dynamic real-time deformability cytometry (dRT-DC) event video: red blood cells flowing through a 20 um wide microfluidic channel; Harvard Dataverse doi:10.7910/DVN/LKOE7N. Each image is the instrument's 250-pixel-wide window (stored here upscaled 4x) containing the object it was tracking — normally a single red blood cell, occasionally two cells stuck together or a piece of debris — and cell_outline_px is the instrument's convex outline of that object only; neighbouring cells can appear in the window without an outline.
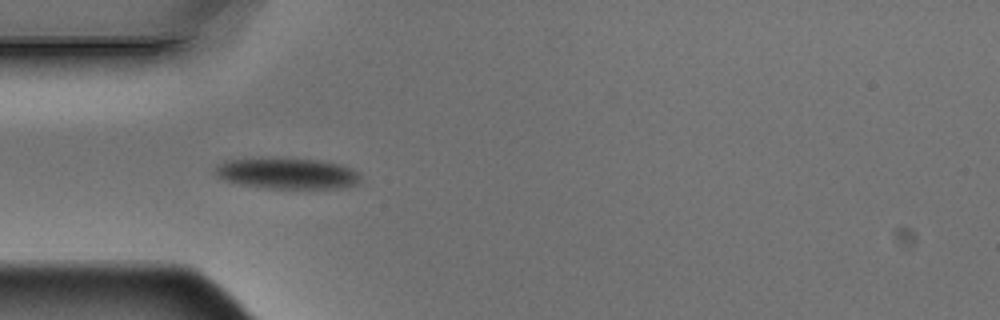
{"species": "Egyptian fruit bat (a non-hibernating species)", "species_latin": "Rousettus aegyptiacus", "temperature_condition": "warm", "stored_images_in_passage": 4, "camera_frame_rate_fps": 3000, "um_per_image_px": 0.085, "animal": {"sex": "male"}, "frame": {"image": 1, "passage_image": 1, "time_ms": 0.0, "image_size_px": [1000, 320], "cell_outline_px": [[360, 180], [356, 184], [344, 188], [264, 188], [240, 184], [224, 180], [216, 176], [212, 172], [216, 164], [224, 160], [324, 160], [340, 164], [352, 168], [360, 176]], "centroid_in_image_um": [24.4, 14.77], "position_along_channel_um": 60.6, "area_um2": 25.78}}
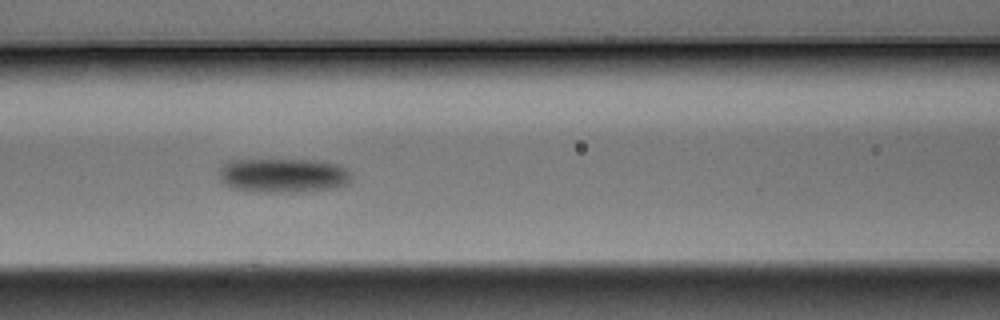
{"frame": {"image": 2, "passage_image": 3, "time_ms": 0.667, "image_size_px": [1000, 320], "cell_outline_px": [[352, 180], [348, 184], [336, 188], [300, 192], [260, 192], [232, 188], [224, 184], [220, 180], [220, 168], [228, 160], [316, 160], [336, 164], [348, 168], [352, 172]], "centroid_in_image_um": [24.13, 14.92], "position_along_channel_um": 142.5, "area_um2": 26.82}}
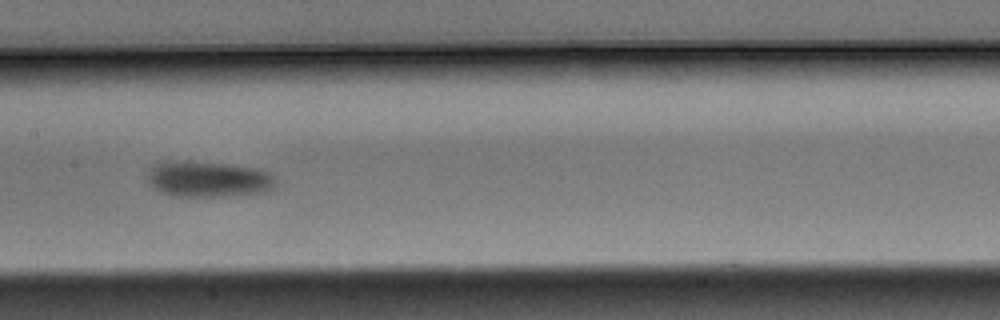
{"frame": {"image": 3, "passage_image": 4, "time_ms": 1.0, "image_size_px": [1000, 320], "cell_outline_px": [[276, 188], [264, 192], [220, 196], [172, 196], [160, 192], [148, 184], [148, 172], [156, 164], [168, 160], [192, 160], [228, 164], [256, 168], [268, 172], [276, 180]], "centroid_in_image_um": [17.68, 15.21], "position_along_channel_um": 189.7, "area_um2": 27.11}}